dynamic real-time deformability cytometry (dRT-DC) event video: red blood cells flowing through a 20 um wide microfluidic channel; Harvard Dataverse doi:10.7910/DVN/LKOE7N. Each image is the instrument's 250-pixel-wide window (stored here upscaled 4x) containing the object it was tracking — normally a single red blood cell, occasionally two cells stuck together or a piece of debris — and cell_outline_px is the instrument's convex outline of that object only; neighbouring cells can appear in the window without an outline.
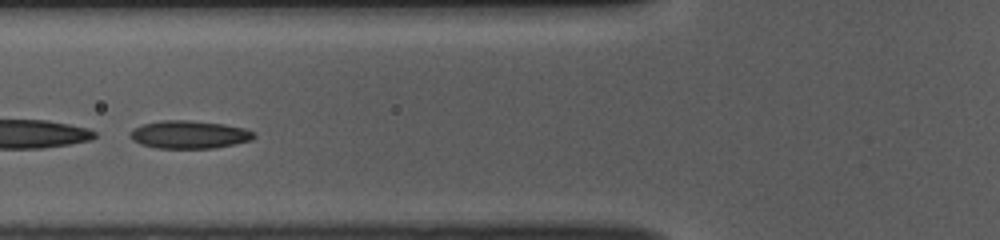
{"species": "common noctule bat (a hibernating species)", "species_latin": "Nyctalus noctula", "temperature_condition": "room temperature", "stored_images_in_passage": 47, "camera_frame_rate_fps": 3000, "um_per_image_px": 0.085, "animal": {"sex": "female", "body_mass_g": 10.0, "forearm_length_mm": 53.1}, "frame": {"image": 1, "passage_image": 16, "time_ms": 5.0, "image_size_px": [1000, 240], "cell_outline_px": [[256, 136], [252, 140], [216, 148], [156, 148], [140, 144], [132, 140], [132, 128], [144, 124], [160, 120], [188, 120], [224, 124], [244, 128], [256, 132]], "centroid_in_image_um": [16.12, 11.44], "position_along_channel_um": 109.7, "area_um2": 20.17}}
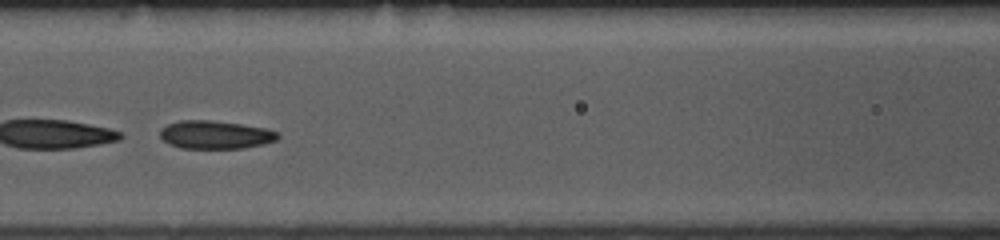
{"frame": {"image": 2, "passage_image": 19, "time_ms": 6.0, "image_size_px": [1000, 240], "cell_outline_px": [[280, 136], [276, 140], [244, 148], [180, 148], [168, 144], [160, 136], [160, 128], [168, 124], [180, 120], [212, 120], [240, 124], [264, 128], [280, 132]], "centroid_in_image_um": [18.28, 11.45], "position_along_channel_um": 148.3, "area_um2": 19.31}}
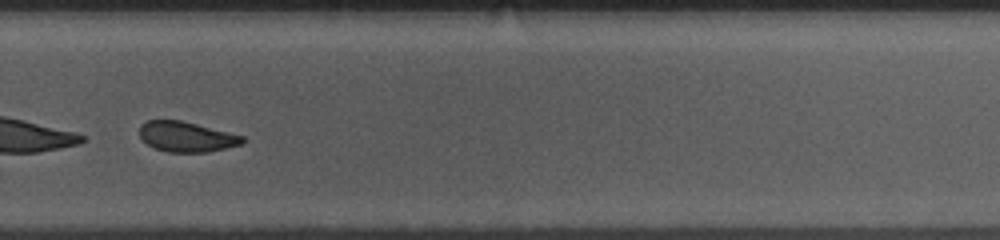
{"frame": {"image": 3, "passage_image": 32, "time_ms": 10.333, "image_size_px": [1000, 240], "cell_outline_px": [[244, 140], [240, 144], [208, 152], [168, 152], [156, 148], [148, 144], [140, 136], [140, 124], [148, 120], [180, 120], [244, 136]], "centroid_in_image_um": [15.83, 11.62], "position_along_channel_um": 314.0, "area_um2": 17.8}, "authors_computed_cell_mechanics": {"area_um2": 20.2878, "velocity_mm_per_s": 3.833, "shape_relaxation_time_tau1_ms": 3.4145, "shape_relaxation_time_tau2_ms": 1.7249, "deformation_change_tau1": 0.0852, "deformation_change_tau2": 0.0711}}